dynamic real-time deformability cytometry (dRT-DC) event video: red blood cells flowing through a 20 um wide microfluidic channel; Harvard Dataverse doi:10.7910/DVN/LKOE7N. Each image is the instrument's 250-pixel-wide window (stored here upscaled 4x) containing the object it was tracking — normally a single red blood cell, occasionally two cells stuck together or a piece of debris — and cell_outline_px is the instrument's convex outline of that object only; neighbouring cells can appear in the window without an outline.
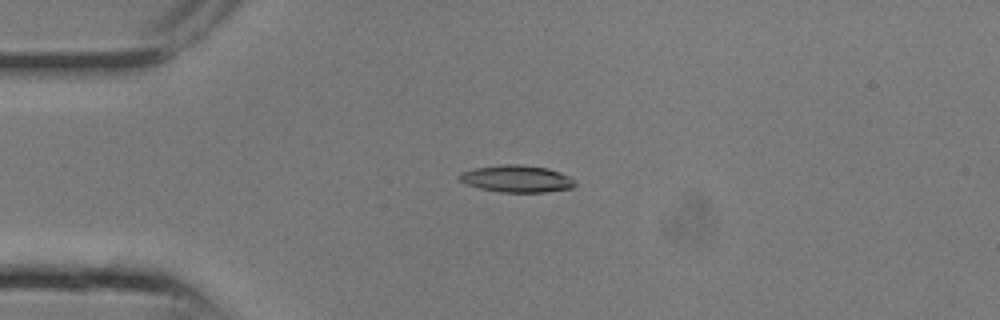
{"species": "common noctule bat (a hibernating species)", "species_latin": "Nyctalus noctula", "temperature_condition": "room temperature", "stored_images_in_passage": 8, "camera_frame_rate_fps": 3000, "um_per_image_px": 0.085, "animal": {"sex": "male", "body_mass_g": 13.3}, "frame": {"image": 1, "passage_image": 1, "time_ms": 0.0, "image_size_px": [1000, 320], "cell_outline_px": [[576, 184], [572, 188], [544, 192], [500, 192], [480, 188], [468, 184], [460, 180], [456, 176], [460, 172], [476, 168], [500, 164], [520, 164], [548, 168], [560, 172], [576, 180]], "centroid_in_image_um": [43.93, 15.18], "position_along_channel_um": 41.1, "area_um2": 18.26}}
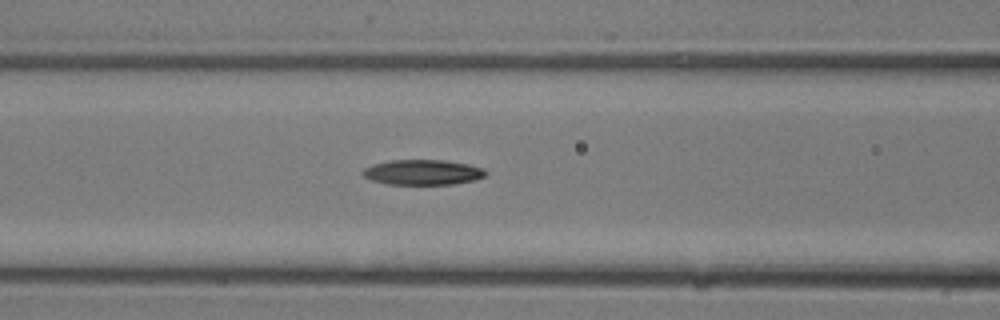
{"frame": {"image": 2, "passage_image": 5, "time_ms": 1.333, "image_size_px": [1000, 320], "cell_outline_px": [[488, 172], [484, 176], [472, 180], [452, 184], [388, 184], [372, 180], [364, 176], [360, 172], [364, 168], [372, 164], [388, 160], [444, 160], [468, 164], [484, 168]], "centroid_in_image_um": [35.9, 14.63], "position_along_channel_um": 130.7, "area_um2": 18.03}}
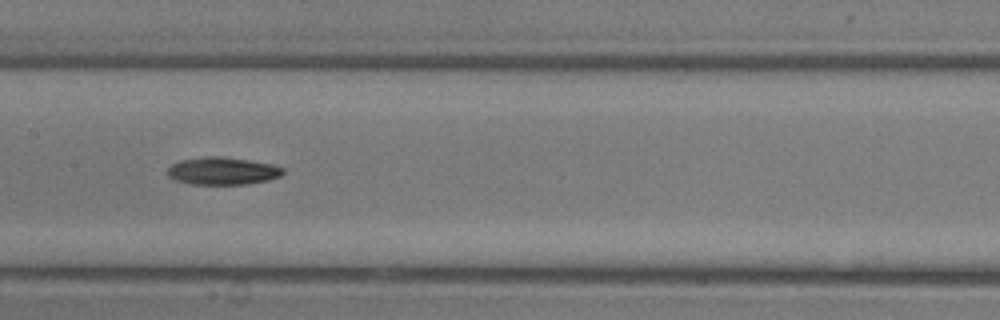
{"frame": {"image": 3, "passage_image": 7, "time_ms": 2.0, "image_size_px": [1000, 320], "cell_outline_px": [[284, 172], [280, 176], [268, 180], [248, 184], [192, 184], [176, 180], [168, 176], [168, 168], [172, 164], [180, 160], [208, 156], [220, 156], [248, 160], [272, 164], [284, 168]], "centroid_in_image_um": [18.93, 14.53], "position_along_channel_um": 188.5, "area_um2": 18.44}}